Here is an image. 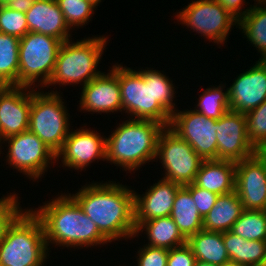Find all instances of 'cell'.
Returning a JSON list of instances; mask_svg holds the SVG:
<instances>
[{
    "label": "cell",
    "instance_id": "7402d4cb",
    "mask_svg": "<svg viewBox=\"0 0 266 266\" xmlns=\"http://www.w3.org/2000/svg\"><path fill=\"white\" fill-rule=\"evenodd\" d=\"M139 234L141 236L145 234L147 236L146 239H148L145 245L152 247L169 250L187 243V239L181 234L176 223L170 216L158 217L141 222L136 227L133 238L139 237Z\"/></svg>",
    "mask_w": 266,
    "mask_h": 266
},
{
    "label": "cell",
    "instance_id": "6da1fadb",
    "mask_svg": "<svg viewBox=\"0 0 266 266\" xmlns=\"http://www.w3.org/2000/svg\"><path fill=\"white\" fill-rule=\"evenodd\" d=\"M146 68L134 70L117 64L122 112L131 119L152 120L169 127L171 115L177 109L173 102L175 85L162 71Z\"/></svg>",
    "mask_w": 266,
    "mask_h": 266
},
{
    "label": "cell",
    "instance_id": "5b68a950",
    "mask_svg": "<svg viewBox=\"0 0 266 266\" xmlns=\"http://www.w3.org/2000/svg\"><path fill=\"white\" fill-rule=\"evenodd\" d=\"M109 38L99 35L81 40L64 41L59 49L52 76L46 85L72 87L80 84L82 87L103 72L98 65L104 55ZM101 59V60H100Z\"/></svg>",
    "mask_w": 266,
    "mask_h": 266
},
{
    "label": "cell",
    "instance_id": "f6af8a7d",
    "mask_svg": "<svg viewBox=\"0 0 266 266\" xmlns=\"http://www.w3.org/2000/svg\"><path fill=\"white\" fill-rule=\"evenodd\" d=\"M254 1H255V2H254L255 4H256V3H266V0H254Z\"/></svg>",
    "mask_w": 266,
    "mask_h": 266
},
{
    "label": "cell",
    "instance_id": "f1b7e54d",
    "mask_svg": "<svg viewBox=\"0 0 266 266\" xmlns=\"http://www.w3.org/2000/svg\"><path fill=\"white\" fill-rule=\"evenodd\" d=\"M226 85V83L222 84L221 81L218 86L215 85L216 87L213 85L202 90V93L196 98L197 105L195 104V107H192L193 110L207 118L215 120L221 118L229 110V95Z\"/></svg>",
    "mask_w": 266,
    "mask_h": 266
},
{
    "label": "cell",
    "instance_id": "e575fe53",
    "mask_svg": "<svg viewBox=\"0 0 266 266\" xmlns=\"http://www.w3.org/2000/svg\"><path fill=\"white\" fill-rule=\"evenodd\" d=\"M168 252L169 250L165 248L144 245L136 252L137 260L135 261H137V266H166Z\"/></svg>",
    "mask_w": 266,
    "mask_h": 266
},
{
    "label": "cell",
    "instance_id": "484cf974",
    "mask_svg": "<svg viewBox=\"0 0 266 266\" xmlns=\"http://www.w3.org/2000/svg\"><path fill=\"white\" fill-rule=\"evenodd\" d=\"M170 217L186 239L203 229V218L185 186H181L175 195Z\"/></svg>",
    "mask_w": 266,
    "mask_h": 266
},
{
    "label": "cell",
    "instance_id": "ab89813d",
    "mask_svg": "<svg viewBox=\"0 0 266 266\" xmlns=\"http://www.w3.org/2000/svg\"><path fill=\"white\" fill-rule=\"evenodd\" d=\"M256 153L261 157V159L265 162L266 164V145L258 148L256 150Z\"/></svg>",
    "mask_w": 266,
    "mask_h": 266
},
{
    "label": "cell",
    "instance_id": "277c9868",
    "mask_svg": "<svg viewBox=\"0 0 266 266\" xmlns=\"http://www.w3.org/2000/svg\"><path fill=\"white\" fill-rule=\"evenodd\" d=\"M164 128L152 120L128 118L118 123L106 137V161L126 173L140 170L144 164L155 161L158 139Z\"/></svg>",
    "mask_w": 266,
    "mask_h": 266
},
{
    "label": "cell",
    "instance_id": "1f68e13d",
    "mask_svg": "<svg viewBox=\"0 0 266 266\" xmlns=\"http://www.w3.org/2000/svg\"><path fill=\"white\" fill-rule=\"evenodd\" d=\"M245 115L247 136L257 150L266 145V100Z\"/></svg>",
    "mask_w": 266,
    "mask_h": 266
},
{
    "label": "cell",
    "instance_id": "52a82bcc",
    "mask_svg": "<svg viewBox=\"0 0 266 266\" xmlns=\"http://www.w3.org/2000/svg\"><path fill=\"white\" fill-rule=\"evenodd\" d=\"M41 90L32 88L29 130L57 154L71 130V117L61 96L63 92L48 90L45 93Z\"/></svg>",
    "mask_w": 266,
    "mask_h": 266
},
{
    "label": "cell",
    "instance_id": "8d00e7d4",
    "mask_svg": "<svg viewBox=\"0 0 266 266\" xmlns=\"http://www.w3.org/2000/svg\"><path fill=\"white\" fill-rule=\"evenodd\" d=\"M195 263L196 258L187 243L169 249L166 266H194Z\"/></svg>",
    "mask_w": 266,
    "mask_h": 266
},
{
    "label": "cell",
    "instance_id": "f35d334b",
    "mask_svg": "<svg viewBox=\"0 0 266 266\" xmlns=\"http://www.w3.org/2000/svg\"><path fill=\"white\" fill-rule=\"evenodd\" d=\"M34 1L35 0H12L6 6L9 9H14L16 11L26 13L33 5Z\"/></svg>",
    "mask_w": 266,
    "mask_h": 266
},
{
    "label": "cell",
    "instance_id": "74e56055",
    "mask_svg": "<svg viewBox=\"0 0 266 266\" xmlns=\"http://www.w3.org/2000/svg\"><path fill=\"white\" fill-rule=\"evenodd\" d=\"M218 1L222 7L228 11L233 17H235L238 21L246 15V13L251 9L253 5L245 8L246 4L245 0H216ZM245 8V9H242Z\"/></svg>",
    "mask_w": 266,
    "mask_h": 266
},
{
    "label": "cell",
    "instance_id": "83f0119b",
    "mask_svg": "<svg viewBox=\"0 0 266 266\" xmlns=\"http://www.w3.org/2000/svg\"><path fill=\"white\" fill-rule=\"evenodd\" d=\"M20 38L0 33V86H18Z\"/></svg>",
    "mask_w": 266,
    "mask_h": 266
},
{
    "label": "cell",
    "instance_id": "e0dca14e",
    "mask_svg": "<svg viewBox=\"0 0 266 266\" xmlns=\"http://www.w3.org/2000/svg\"><path fill=\"white\" fill-rule=\"evenodd\" d=\"M235 191L244 210L266 211V164L257 153L236 163Z\"/></svg>",
    "mask_w": 266,
    "mask_h": 266
},
{
    "label": "cell",
    "instance_id": "cb8c5ba5",
    "mask_svg": "<svg viewBox=\"0 0 266 266\" xmlns=\"http://www.w3.org/2000/svg\"><path fill=\"white\" fill-rule=\"evenodd\" d=\"M196 261L222 266L230 261L223 242V233L202 229L187 239Z\"/></svg>",
    "mask_w": 266,
    "mask_h": 266
},
{
    "label": "cell",
    "instance_id": "7bdbcfd3",
    "mask_svg": "<svg viewBox=\"0 0 266 266\" xmlns=\"http://www.w3.org/2000/svg\"><path fill=\"white\" fill-rule=\"evenodd\" d=\"M90 1L93 5H95L96 7L99 6V4L102 2V0H87ZM104 1V0H103Z\"/></svg>",
    "mask_w": 266,
    "mask_h": 266
},
{
    "label": "cell",
    "instance_id": "ba28073f",
    "mask_svg": "<svg viewBox=\"0 0 266 266\" xmlns=\"http://www.w3.org/2000/svg\"><path fill=\"white\" fill-rule=\"evenodd\" d=\"M62 43L55 37L37 32H28L20 38L18 86L33 89L46 87Z\"/></svg>",
    "mask_w": 266,
    "mask_h": 266
},
{
    "label": "cell",
    "instance_id": "4dcf8cb0",
    "mask_svg": "<svg viewBox=\"0 0 266 266\" xmlns=\"http://www.w3.org/2000/svg\"><path fill=\"white\" fill-rule=\"evenodd\" d=\"M56 2L71 30L86 26L87 23L92 21V15L95 14L94 10L97 9L95 5L87 0H56Z\"/></svg>",
    "mask_w": 266,
    "mask_h": 266
},
{
    "label": "cell",
    "instance_id": "8992f818",
    "mask_svg": "<svg viewBox=\"0 0 266 266\" xmlns=\"http://www.w3.org/2000/svg\"><path fill=\"white\" fill-rule=\"evenodd\" d=\"M50 253L40 219L26 208L0 243V266H45Z\"/></svg>",
    "mask_w": 266,
    "mask_h": 266
},
{
    "label": "cell",
    "instance_id": "ac0fdd59",
    "mask_svg": "<svg viewBox=\"0 0 266 266\" xmlns=\"http://www.w3.org/2000/svg\"><path fill=\"white\" fill-rule=\"evenodd\" d=\"M229 110L246 114L266 100V60L255 62L228 87Z\"/></svg>",
    "mask_w": 266,
    "mask_h": 266
},
{
    "label": "cell",
    "instance_id": "2e32d148",
    "mask_svg": "<svg viewBox=\"0 0 266 266\" xmlns=\"http://www.w3.org/2000/svg\"><path fill=\"white\" fill-rule=\"evenodd\" d=\"M32 88L0 86V143L29 129Z\"/></svg>",
    "mask_w": 266,
    "mask_h": 266
},
{
    "label": "cell",
    "instance_id": "d4e9b609",
    "mask_svg": "<svg viewBox=\"0 0 266 266\" xmlns=\"http://www.w3.org/2000/svg\"><path fill=\"white\" fill-rule=\"evenodd\" d=\"M223 242L230 261L242 266H265L266 241H251L233 234L223 232Z\"/></svg>",
    "mask_w": 266,
    "mask_h": 266
},
{
    "label": "cell",
    "instance_id": "60d3db41",
    "mask_svg": "<svg viewBox=\"0 0 266 266\" xmlns=\"http://www.w3.org/2000/svg\"><path fill=\"white\" fill-rule=\"evenodd\" d=\"M194 266H216V265L208 264V263L202 262V261H196Z\"/></svg>",
    "mask_w": 266,
    "mask_h": 266
},
{
    "label": "cell",
    "instance_id": "d6a6232c",
    "mask_svg": "<svg viewBox=\"0 0 266 266\" xmlns=\"http://www.w3.org/2000/svg\"><path fill=\"white\" fill-rule=\"evenodd\" d=\"M28 32L25 13L0 6V33L22 38Z\"/></svg>",
    "mask_w": 266,
    "mask_h": 266
},
{
    "label": "cell",
    "instance_id": "44dd1931",
    "mask_svg": "<svg viewBox=\"0 0 266 266\" xmlns=\"http://www.w3.org/2000/svg\"><path fill=\"white\" fill-rule=\"evenodd\" d=\"M236 163L223 160H204L194 184L218 195L235 191Z\"/></svg>",
    "mask_w": 266,
    "mask_h": 266
},
{
    "label": "cell",
    "instance_id": "4316f807",
    "mask_svg": "<svg viewBox=\"0 0 266 266\" xmlns=\"http://www.w3.org/2000/svg\"><path fill=\"white\" fill-rule=\"evenodd\" d=\"M238 29L244 38L260 53L259 60H266V3H254L238 21Z\"/></svg>",
    "mask_w": 266,
    "mask_h": 266
},
{
    "label": "cell",
    "instance_id": "d6986e66",
    "mask_svg": "<svg viewBox=\"0 0 266 266\" xmlns=\"http://www.w3.org/2000/svg\"><path fill=\"white\" fill-rule=\"evenodd\" d=\"M181 185L161 178L140 195L134 190L136 227L143 221L170 216L175 195Z\"/></svg>",
    "mask_w": 266,
    "mask_h": 266
},
{
    "label": "cell",
    "instance_id": "ffe728a7",
    "mask_svg": "<svg viewBox=\"0 0 266 266\" xmlns=\"http://www.w3.org/2000/svg\"><path fill=\"white\" fill-rule=\"evenodd\" d=\"M25 16L29 32L49 35L63 42L72 39L71 29L56 0H35Z\"/></svg>",
    "mask_w": 266,
    "mask_h": 266
},
{
    "label": "cell",
    "instance_id": "d590c367",
    "mask_svg": "<svg viewBox=\"0 0 266 266\" xmlns=\"http://www.w3.org/2000/svg\"><path fill=\"white\" fill-rule=\"evenodd\" d=\"M185 187L190 191L193 201L196 203V207L200 216L204 219L208 212L215 205L218 194L198 187L194 183L185 185Z\"/></svg>",
    "mask_w": 266,
    "mask_h": 266
},
{
    "label": "cell",
    "instance_id": "7a4b0ae2",
    "mask_svg": "<svg viewBox=\"0 0 266 266\" xmlns=\"http://www.w3.org/2000/svg\"><path fill=\"white\" fill-rule=\"evenodd\" d=\"M87 182L69 193L111 243L133 239L136 232L134 190L116 181Z\"/></svg>",
    "mask_w": 266,
    "mask_h": 266
},
{
    "label": "cell",
    "instance_id": "ee69618b",
    "mask_svg": "<svg viewBox=\"0 0 266 266\" xmlns=\"http://www.w3.org/2000/svg\"><path fill=\"white\" fill-rule=\"evenodd\" d=\"M12 0H0V6H6Z\"/></svg>",
    "mask_w": 266,
    "mask_h": 266
},
{
    "label": "cell",
    "instance_id": "3957f363",
    "mask_svg": "<svg viewBox=\"0 0 266 266\" xmlns=\"http://www.w3.org/2000/svg\"><path fill=\"white\" fill-rule=\"evenodd\" d=\"M68 192H58L51 201L42 202L38 208L31 207L43 226L48 250L51 251L53 244L63 248L94 249V246L110 243Z\"/></svg>",
    "mask_w": 266,
    "mask_h": 266
},
{
    "label": "cell",
    "instance_id": "5bb4252c",
    "mask_svg": "<svg viewBox=\"0 0 266 266\" xmlns=\"http://www.w3.org/2000/svg\"><path fill=\"white\" fill-rule=\"evenodd\" d=\"M217 160L240 162L256 153L247 136L246 115L228 110L216 120Z\"/></svg>",
    "mask_w": 266,
    "mask_h": 266
},
{
    "label": "cell",
    "instance_id": "9c48e42d",
    "mask_svg": "<svg viewBox=\"0 0 266 266\" xmlns=\"http://www.w3.org/2000/svg\"><path fill=\"white\" fill-rule=\"evenodd\" d=\"M181 11L175 12L177 23L190 28L205 40L217 43L218 48L228 42L232 27H238V20L226 11L216 0H194ZM222 44V45H221Z\"/></svg>",
    "mask_w": 266,
    "mask_h": 266
},
{
    "label": "cell",
    "instance_id": "30bf717a",
    "mask_svg": "<svg viewBox=\"0 0 266 266\" xmlns=\"http://www.w3.org/2000/svg\"><path fill=\"white\" fill-rule=\"evenodd\" d=\"M2 144L8 146L7 156H5L6 165L18 170L17 172L22 173L33 182H39L37 180L43 178L45 172L50 168V164L55 165L54 163H56V154L29 129L2 140L1 151Z\"/></svg>",
    "mask_w": 266,
    "mask_h": 266
},
{
    "label": "cell",
    "instance_id": "9a60e30c",
    "mask_svg": "<svg viewBox=\"0 0 266 266\" xmlns=\"http://www.w3.org/2000/svg\"><path fill=\"white\" fill-rule=\"evenodd\" d=\"M110 69L109 72H103L81 87L78 107L80 112H90L92 115L95 113L100 115L109 113L110 115L119 111L121 115L123 114L120 86L117 78V63L113 64Z\"/></svg>",
    "mask_w": 266,
    "mask_h": 266
},
{
    "label": "cell",
    "instance_id": "4fadbf2b",
    "mask_svg": "<svg viewBox=\"0 0 266 266\" xmlns=\"http://www.w3.org/2000/svg\"><path fill=\"white\" fill-rule=\"evenodd\" d=\"M101 134L85 124L79 129H71L62 149L56 154V162L62 159L61 165L65 169L85 171L96 160L106 161V136Z\"/></svg>",
    "mask_w": 266,
    "mask_h": 266
},
{
    "label": "cell",
    "instance_id": "836d02e7",
    "mask_svg": "<svg viewBox=\"0 0 266 266\" xmlns=\"http://www.w3.org/2000/svg\"><path fill=\"white\" fill-rule=\"evenodd\" d=\"M9 194V195H8ZM0 198V243L7 229L14 220L25 210L20 206L19 193H8Z\"/></svg>",
    "mask_w": 266,
    "mask_h": 266
},
{
    "label": "cell",
    "instance_id": "8fae6325",
    "mask_svg": "<svg viewBox=\"0 0 266 266\" xmlns=\"http://www.w3.org/2000/svg\"><path fill=\"white\" fill-rule=\"evenodd\" d=\"M164 169L161 178L181 186L193 183L204 161L185 140L169 127L160 133L155 162Z\"/></svg>",
    "mask_w": 266,
    "mask_h": 266
},
{
    "label": "cell",
    "instance_id": "603a6c76",
    "mask_svg": "<svg viewBox=\"0 0 266 266\" xmlns=\"http://www.w3.org/2000/svg\"><path fill=\"white\" fill-rule=\"evenodd\" d=\"M244 211L236 191L219 195L215 205L203 219V229L214 232L230 231Z\"/></svg>",
    "mask_w": 266,
    "mask_h": 266
},
{
    "label": "cell",
    "instance_id": "b9f144b4",
    "mask_svg": "<svg viewBox=\"0 0 266 266\" xmlns=\"http://www.w3.org/2000/svg\"><path fill=\"white\" fill-rule=\"evenodd\" d=\"M222 266H242V265L235 263V262H232V261H229V262L223 264Z\"/></svg>",
    "mask_w": 266,
    "mask_h": 266
},
{
    "label": "cell",
    "instance_id": "7c38bea8",
    "mask_svg": "<svg viewBox=\"0 0 266 266\" xmlns=\"http://www.w3.org/2000/svg\"><path fill=\"white\" fill-rule=\"evenodd\" d=\"M189 109L171 115L169 128L189 143L203 160H217L216 120Z\"/></svg>",
    "mask_w": 266,
    "mask_h": 266
},
{
    "label": "cell",
    "instance_id": "f546056e",
    "mask_svg": "<svg viewBox=\"0 0 266 266\" xmlns=\"http://www.w3.org/2000/svg\"><path fill=\"white\" fill-rule=\"evenodd\" d=\"M230 231L246 240L266 241V211L244 210Z\"/></svg>",
    "mask_w": 266,
    "mask_h": 266
}]
</instances>
